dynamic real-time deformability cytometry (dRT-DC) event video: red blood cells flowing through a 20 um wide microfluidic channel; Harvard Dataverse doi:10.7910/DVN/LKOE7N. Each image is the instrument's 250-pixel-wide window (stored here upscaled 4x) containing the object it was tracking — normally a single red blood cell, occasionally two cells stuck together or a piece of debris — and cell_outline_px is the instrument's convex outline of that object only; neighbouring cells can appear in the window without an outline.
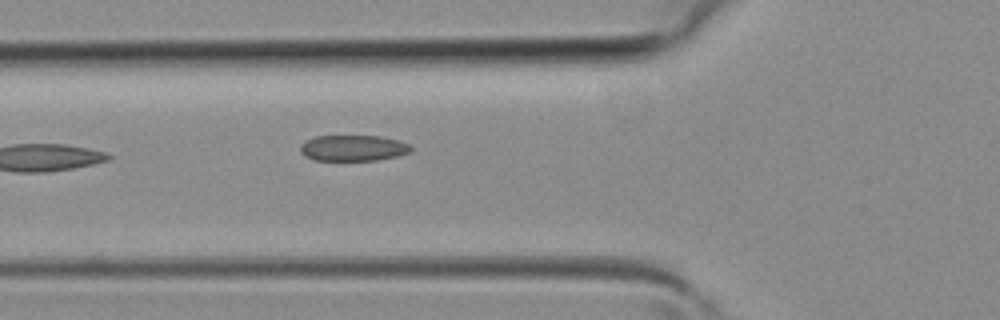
{"species": "common noctule bat (a hibernating species)", "species_latin": "Nyctalus noctula", "temperature_condition": "room temperature", "stored_images_in_passage": 3, "camera_frame_rate_fps": 3000, "um_per_image_px": 0.085, "animal": {"sex": "female", "body_mass_g": 19.3, "forearm_length_mm": 54.1}, "frame": {"image": 1, "passage_image": 2, "time_ms": 0.333, "image_size_px": [1000, 320], "cell_outline_px": [[412, 152], [396, 156], [376, 160], [312, 160], [304, 156], [300, 152], [300, 144], [304, 140], [316, 136], [380, 136], [396, 140], [408, 144], [412, 148]], "centroid_in_image_um": [29.96, 12.58], "position_along_channel_um": 95.8, "area_um2": 16.76}}